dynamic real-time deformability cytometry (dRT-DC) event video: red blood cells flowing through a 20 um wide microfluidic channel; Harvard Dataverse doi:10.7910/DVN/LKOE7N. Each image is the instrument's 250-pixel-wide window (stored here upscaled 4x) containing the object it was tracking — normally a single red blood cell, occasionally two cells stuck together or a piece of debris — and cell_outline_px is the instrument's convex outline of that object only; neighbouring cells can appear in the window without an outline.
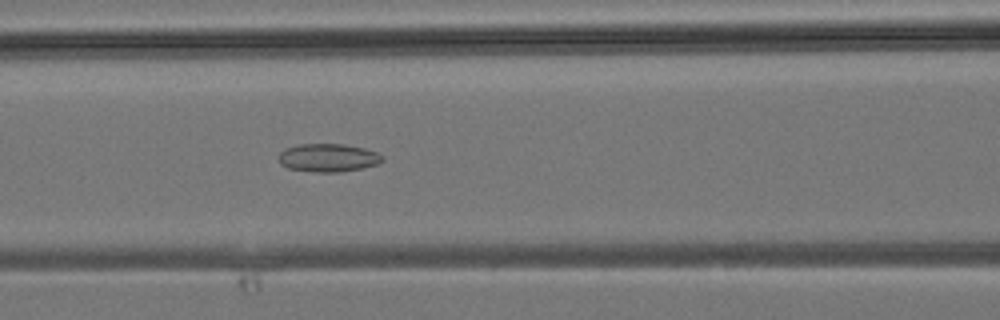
{"species": "common noctule bat (a hibernating species)", "species_latin": "Nyctalus noctula", "temperature_condition": "room temperature", "stored_images_in_passage": 34, "camera_frame_rate_fps": 3000, "um_per_image_px": 0.085, "animal": {"sex": "male", "body_mass_g": 19.2, "forearm_length_mm": 51.8}, "frame": {"image": 1, "passage_image": 13, "time_ms": 4.0, "image_size_px": [1000, 320], "cell_outline_px": [[384, 160], [376, 164], [360, 168], [340, 172], [316, 172], [288, 168], [280, 164], [280, 152], [284, 148], [300, 144], [344, 144], [364, 148], [376, 152], [384, 156]], "centroid_in_image_um": [27.89, 13.4], "position_along_channel_um": 138.7, "area_um2": 16.94}}
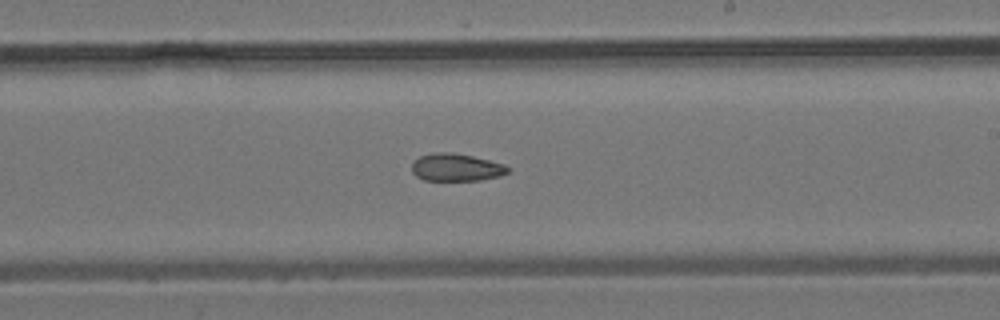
{"frame": {"image": 2, "passage_image": 19, "time_ms": 6.0, "image_size_px": [1000, 320], "cell_outline_px": [[508, 172], [500, 176], [480, 180], [424, 180], [416, 176], [412, 172], [412, 160], [420, 156], [436, 152], [452, 152], [472, 156], [504, 164], [508, 168]], "centroid_in_image_um": [38.74, 14.22], "position_along_channel_um": 250.3, "area_um2": 15.37}}
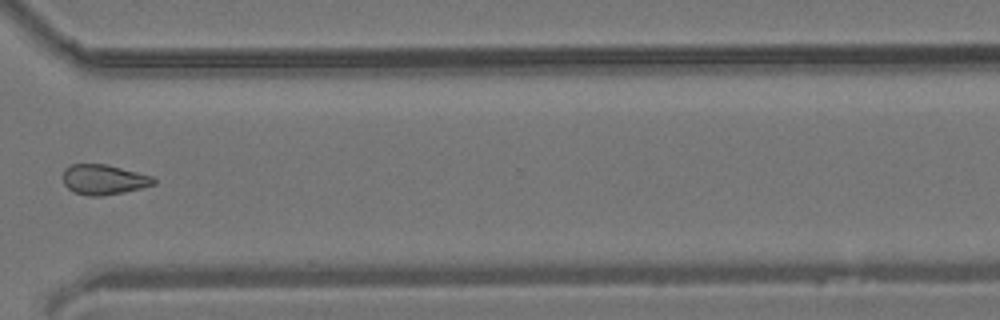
{"frame": {"image": 3, "passage_image": 25, "time_ms": 8.0, "image_size_px": [1000, 320], "cell_outline_px": [[156, 184], [124, 192], [100, 196], [88, 196], [72, 192], [64, 184], [64, 168], [72, 164], [104, 164], [152, 176], [156, 180]], "centroid_in_image_um": [8.8, 15.27], "position_along_channel_um": 361.8, "area_um2": 15.78}}